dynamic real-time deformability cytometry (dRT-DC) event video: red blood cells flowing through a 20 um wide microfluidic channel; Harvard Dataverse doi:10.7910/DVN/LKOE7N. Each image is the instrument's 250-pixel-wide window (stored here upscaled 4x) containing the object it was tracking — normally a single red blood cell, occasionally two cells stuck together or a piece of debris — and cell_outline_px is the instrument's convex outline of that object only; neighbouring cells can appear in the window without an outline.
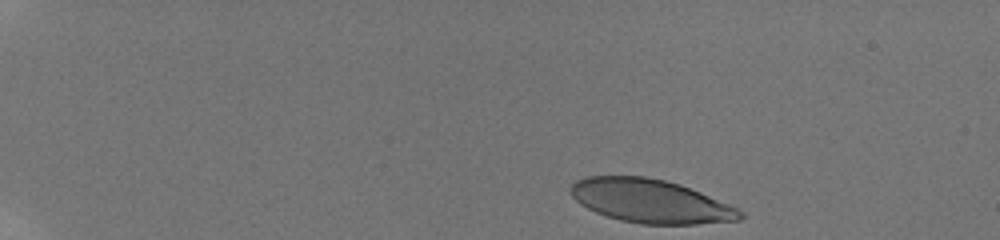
{"species": "human", "species_latin": "Homo sapiens", "temperature_condition": "room temperature", "stored_images_in_passage": 42, "camera_frame_rate_fps": 3000, "um_per_image_px": 0.085, "donor": {"sex": "male"}, "frame": {"image": 1, "passage_image": 1, "time_ms": 0.0, "image_size_px": [1000, 240], "cell_outline_px": [[744, 216], [740, 220], [696, 224], [640, 224], [620, 220], [596, 212], [580, 204], [572, 196], [568, 188], [576, 180], [588, 176], [644, 176], [664, 180], [680, 184], [700, 192], [728, 204], [744, 212]], "centroid_in_image_um": [55.27, 17.09], "position_along_channel_um": 29.7, "area_um2": 42.89}}
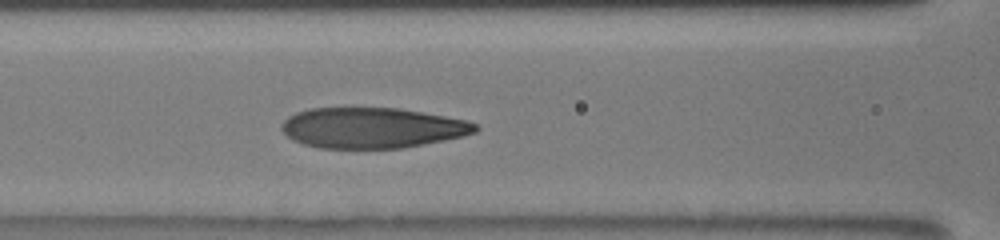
{"frame": {"image": 2, "passage_image": 19, "time_ms": 6.0, "image_size_px": [1000, 240], "cell_outline_px": [[480, 128], [476, 132], [464, 136], [404, 148], [320, 148], [304, 144], [292, 140], [280, 128], [280, 124], [288, 116], [296, 112], [308, 108], [400, 108], [468, 120], [476, 124]], "centroid_in_image_um": [31.64, 10.86], "position_along_channel_um": 135.0, "area_um2": 46.01}}
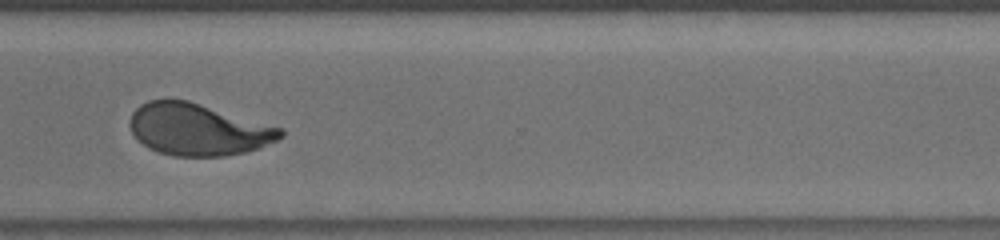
{"frame": {"image": 3, "passage_image": 36, "time_ms": 11.667, "image_size_px": [1000, 240], "cell_outline_px": [[284, 136], [260, 148], [244, 152], [224, 156], [172, 156], [148, 148], [132, 132], [128, 124], [132, 112], [140, 104], [148, 100], [188, 100], [284, 128]], "centroid_in_image_um": [16.85, 11.0], "position_along_channel_um": 353.7, "area_um2": 45.55}, "authors_computed_cell_mechanics": {"area_um2": 46.2689, "velocity_mm_per_s": 3.8664, "shape_relaxation_time_tau1_ms": 4.2118, "shape_relaxation_time_tau2_ms": 0.7861, "deformation_change_tau1": 0.2169, "deformation_change_tau2": 0.0695}}